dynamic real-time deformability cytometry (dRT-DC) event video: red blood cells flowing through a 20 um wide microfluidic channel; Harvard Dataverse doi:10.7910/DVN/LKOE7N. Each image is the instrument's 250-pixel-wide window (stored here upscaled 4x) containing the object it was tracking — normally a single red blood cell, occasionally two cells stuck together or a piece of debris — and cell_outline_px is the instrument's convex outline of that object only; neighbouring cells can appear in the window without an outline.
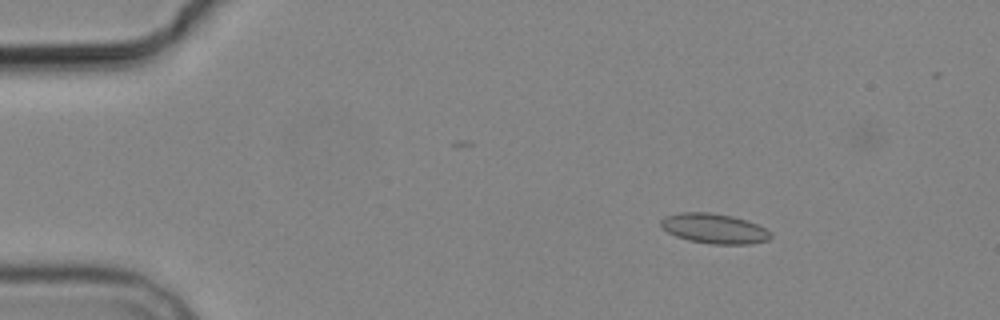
{"species": "common noctule bat (a hibernating species)", "species_latin": "Nyctalus noctula", "temperature_condition": "cold", "stored_images_in_passage": 8, "camera_frame_rate_fps": 3000, "um_per_image_px": 0.085, "animal": {"sex": "male", "body_mass_g": 19.2, "forearm_length_mm": 51.8}, "frame": {"image": 1, "passage_image": 4, "time_ms": 3.333, "image_size_px": [1000, 320], "cell_outline_px": [[772, 236], [768, 240], [752, 244], [712, 244], [688, 240], [676, 236], [668, 232], [660, 224], [660, 220], [664, 216], [680, 212], [712, 212], [732, 216], [756, 224], [772, 232]], "centroid_in_image_um": [60.7, 19.42], "position_along_channel_um": 24.3, "area_um2": 19.19}}
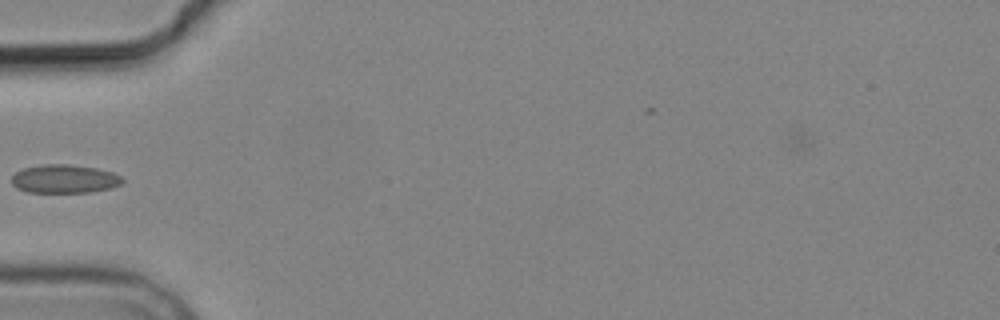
{"frame": {"image": 2, "passage_image": 7, "time_ms": 7.0, "image_size_px": [1000, 320], "cell_outline_px": [[124, 180], [120, 184], [112, 188], [88, 192], [28, 192], [16, 188], [12, 184], [12, 176], [16, 172], [24, 168], [44, 164], [68, 164], [96, 168], [112, 172], [120, 176]], "centroid_in_image_um": [5.47, 15.2], "position_along_channel_um": 79.5, "area_um2": 18.32}}
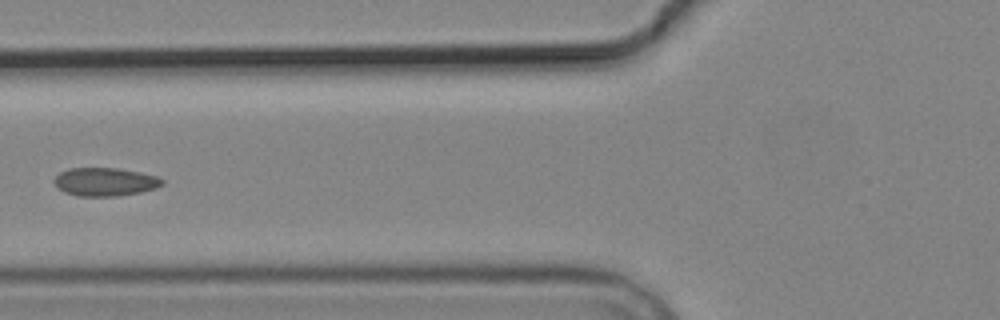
{"frame": {"image": 3, "passage_image": 8, "time_ms": 8.0, "image_size_px": [1000, 320], "cell_outline_px": [[164, 184], [156, 188], [140, 192], [116, 196], [76, 196], [64, 192], [52, 180], [60, 172], [68, 168], [116, 168], [140, 172], [156, 176], [164, 180]], "centroid_in_image_um": [8.93, 15.45], "position_along_channel_um": 116.9, "area_um2": 17.8}}